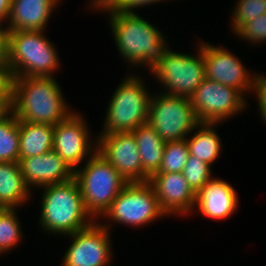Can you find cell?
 <instances>
[{"instance_id":"1","label":"cell","mask_w":266,"mask_h":266,"mask_svg":"<svg viewBox=\"0 0 266 266\" xmlns=\"http://www.w3.org/2000/svg\"><path fill=\"white\" fill-rule=\"evenodd\" d=\"M120 59L133 69L145 68L150 72L170 48L166 35L147 18L136 13L103 12Z\"/></svg>"},{"instance_id":"12","label":"cell","mask_w":266,"mask_h":266,"mask_svg":"<svg viewBox=\"0 0 266 266\" xmlns=\"http://www.w3.org/2000/svg\"><path fill=\"white\" fill-rule=\"evenodd\" d=\"M111 232L99 221L69 234L71 244L59 266H111L113 262Z\"/></svg>"},{"instance_id":"21","label":"cell","mask_w":266,"mask_h":266,"mask_svg":"<svg viewBox=\"0 0 266 266\" xmlns=\"http://www.w3.org/2000/svg\"><path fill=\"white\" fill-rule=\"evenodd\" d=\"M54 126L19 121V158L42 155L53 150Z\"/></svg>"},{"instance_id":"18","label":"cell","mask_w":266,"mask_h":266,"mask_svg":"<svg viewBox=\"0 0 266 266\" xmlns=\"http://www.w3.org/2000/svg\"><path fill=\"white\" fill-rule=\"evenodd\" d=\"M63 0H12L7 31H46L51 15ZM50 18V19H49Z\"/></svg>"},{"instance_id":"10","label":"cell","mask_w":266,"mask_h":266,"mask_svg":"<svg viewBox=\"0 0 266 266\" xmlns=\"http://www.w3.org/2000/svg\"><path fill=\"white\" fill-rule=\"evenodd\" d=\"M245 98L239 90L206 78L190 99L200 123L223 124L250 108Z\"/></svg>"},{"instance_id":"3","label":"cell","mask_w":266,"mask_h":266,"mask_svg":"<svg viewBox=\"0 0 266 266\" xmlns=\"http://www.w3.org/2000/svg\"><path fill=\"white\" fill-rule=\"evenodd\" d=\"M41 188L38 224L44 233L64 237L95 221L85 208L80 187L74 178Z\"/></svg>"},{"instance_id":"11","label":"cell","mask_w":266,"mask_h":266,"mask_svg":"<svg viewBox=\"0 0 266 266\" xmlns=\"http://www.w3.org/2000/svg\"><path fill=\"white\" fill-rule=\"evenodd\" d=\"M201 51L207 79L239 90L246 99L251 93L256 98L261 73L248 70L236 54L222 45L201 40Z\"/></svg>"},{"instance_id":"19","label":"cell","mask_w":266,"mask_h":266,"mask_svg":"<svg viewBox=\"0 0 266 266\" xmlns=\"http://www.w3.org/2000/svg\"><path fill=\"white\" fill-rule=\"evenodd\" d=\"M34 193L26 186L18 162L0 166V208L19 209L27 205Z\"/></svg>"},{"instance_id":"20","label":"cell","mask_w":266,"mask_h":266,"mask_svg":"<svg viewBox=\"0 0 266 266\" xmlns=\"http://www.w3.org/2000/svg\"><path fill=\"white\" fill-rule=\"evenodd\" d=\"M220 123H199L186 138L189 153L212 166L221 156L222 138L216 131Z\"/></svg>"},{"instance_id":"25","label":"cell","mask_w":266,"mask_h":266,"mask_svg":"<svg viewBox=\"0 0 266 266\" xmlns=\"http://www.w3.org/2000/svg\"><path fill=\"white\" fill-rule=\"evenodd\" d=\"M189 154L186 139L167 141L162 163L157 173H182Z\"/></svg>"},{"instance_id":"4","label":"cell","mask_w":266,"mask_h":266,"mask_svg":"<svg viewBox=\"0 0 266 266\" xmlns=\"http://www.w3.org/2000/svg\"><path fill=\"white\" fill-rule=\"evenodd\" d=\"M45 31H7L6 66L18 77H55L61 68L56 46Z\"/></svg>"},{"instance_id":"17","label":"cell","mask_w":266,"mask_h":266,"mask_svg":"<svg viewBox=\"0 0 266 266\" xmlns=\"http://www.w3.org/2000/svg\"><path fill=\"white\" fill-rule=\"evenodd\" d=\"M239 195L234 186L219 177H212L209 182L196 193L194 213L212 220H226L238 210Z\"/></svg>"},{"instance_id":"16","label":"cell","mask_w":266,"mask_h":266,"mask_svg":"<svg viewBox=\"0 0 266 266\" xmlns=\"http://www.w3.org/2000/svg\"><path fill=\"white\" fill-rule=\"evenodd\" d=\"M19 166L26 186L31 190L43 186L61 184L74 178V171L65 161L51 150L42 155L19 158Z\"/></svg>"},{"instance_id":"22","label":"cell","mask_w":266,"mask_h":266,"mask_svg":"<svg viewBox=\"0 0 266 266\" xmlns=\"http://www.w3.org/2000/svg\"><path fill=\"white\" fill-rule=\"evenodd\" d=\"M132 133L136 139L143 171L151 177L161 166L166 141L161 139L148 122L138 126Z\"/></svg>"},{"instance_id":"33","label":"cell","mask_w":266,"mask_h":266,"mask_svg":"<svg viewBox=\"0 0 266 266\" xmlns=\"http://www.w3.org/2000/svg\"><path fill=\"white\" fill-rule=\"evenodd\" d=\"M12 0H0V24L5 26L11 10Z\"/></svg>"},{"instance_id":"2","label":"cell","mask_w":266,"mask_h":266,"mask_svg":"<svg viewBox=\"0 0 266 266\" xmlns=\"http://www.w3.org/2000/svg\"><path fill=\"white\" fill-rule=\"evenodd\" d=\"M60 87L55 77L14 78L11 111L19 121L55 126L76 110Z\"/></svg>"},{"instance_id":"6","label":"cell","mask_w":266,"mask_h":266,"mask_svg":"<svg viewBox=\"0 0 266 266\" xmlns=\"http://www.w3.org/2000/svg\"><path fill=\"white\" fill-rule=\"evenodd\" d=\"M82 166L74 171V179L87 212L98 221L127 182L98 151Z\"/></svg>"},{"instance_id":"13","label":"cell","mask_w":266,"mask_h":266,"mask_svg":"<svg viewBox=\"0 0 266 266\" xmlns=\"http://www.w3.org/2000/svg\"><path fill=\"white\" fill-rule=\"evenodd\" d=\"M86 120L81 112L75 110L54 126L53 150L73 171L97 151V137L91 138L92 131Z\"/></svg>"},{"instance_id":"7","label":"cell","mask_w":266,"mask_h":266,"mask_svg":"<svg viewBox=\"0 0 266 266\" xmlns=\"http://www.w3.org/2000/svg\"><path fill=\"white\" fill-rule=\"evenodd\" d=\"M165 217L152 185L149 182H133L125 185L98 221L111 231L115 223L140 228Z\"/></svg>"},{"instance_id":"14","label":"cell","mask_w":266,"mask_h":266,"mask_svg":"<svg viewBox=\"0 0 266 266\" xmlns=\"http://www.w3.org/2000/svg\"><path fill=\"white\" fill-rule=\"evenodd\" d=\"M97 151L103 156L127 183L148 182L143 171L136 139L132 132L98 134Z\"/></svg>"},{"instance_id":"29","label":"cell","mask_w":266,"mask_h":266,"mask_svg":"<svg viewBox=\"0 0 266 266\" xmlns=\"http://www.w3.org/2000/svg\"><path fill=\"white\" fill-rule=\"evenodd\" d=\"M234 37L237 39L239 37L240 40H243L246 44H251L252 46L266 44V13L245 23L235 33Z\"/></svg>"},{"instance_id":"9","label":"cell","mask_w":266,"mask_h":266,"mask_svg":"<svg viewBox=\"0 0 266 266\" xmlns=\"http://www.w3.org/2000/svg\"><path fill=\"white\" fill-rule=\"evenodd\" d=\"M152 95L149 107V125L164 141L186 139L200 123L190 98L163 92Z\"/></svg>"},{"instance_id":"23","label":"cell","mask_w":266,"mask_h":266,"mask_svg":"<svg viewBox=\"0 0 266 266\" xmlns=\"http://www.w3.org/2000/svg\"><path fill=\"white\" fill-rule=\"evenodd\" d=\"M19 120L12 111L0 117V162H19Z\"/></svg>"},{"instance_id":"30","label":"cell","mask_w":266,"mask_h":266,"mask_svg":"<svg viewBox=\"0 0 266 266\" xmlns=\"http://www.w3.org/2000/svg\"><path fill=\"white\" fill-rule=\"evenodd\" d=\"M14 76L6 64H0V107L9 112L13 105Z\"/></svg>"},{"instance_id":"8","label":"cell","mask_w":266,"mask_h":266,"mask_svg":"<svg viewBox=\"0 0 266 266\" xmlns=\"http://www.w3.org/2000/svg\"><path fill=\"white\" fill-rule=\"evenodd\" d=\"M196 53H181L168 49L161 61L149 72L161 85V92L191 98L197 87L206 79L201 42Z\"/></svg>"},{"instance_id":"34","label":"cell","mask_w":266,"mask_h":266,"mask_svg":"<svg viewBox=\"0 0 266 266\" xmlns=\"http://www.w3.org/2000/svg\"><path fill=\"white\" fill-rule=\"evenodd\" d=\"M6 112L0 107V117L3 116Z\"/></svg>"},{"instance_id":"24","label":"cell","mask_w":266,"mask_h":266,"mask_svg":"<svg viewBox=\"0 0 266 266\" xmlns=\"http://www.w3.org/2000/svg\"><path fill=\"white\" fill-rule=\"evenodd\" d=\"M18 209L0 208V255L8 254L22 243L23 228Z\"/></svg>"},{"instance_id":"32","label":"cell","mask_w":266,"mask_h":266,"mask_svg":"<svg viewBox=\"0 0 266 266\" xmlns=\"http://www.w3.org/2000/svg\"><path fill=\"white\" fill-rule=\"evenodd\" d=\"M7 30L0 24V64L6 63Z\"/></svg>"},{"instance_id":"27","label":"cell","mask_w":266,"mask_h":266,"mask_svg":"<svg viewBox=\"0 0 266 266\" xmlns=\"http://www.w3.org/2000/svg\"><path fill=\"white\" fill-rule=\"evenodd\" d=\"M212 171L210 165L189 154L182 174L187 180L189 187L196 194L213 177L212 174L214 172Z\"/></svg>"},{"instance_id":"26","label":"cell","mask_w":266,"mask_h":266,"mask_svg":"<svg viewBox=\"0 0 266 266\" xmlns=\"http://www.w3.org/2000/svg\"><path fill=\"white\" fill-rule=\"evenodd\" d=\"M232 8L230 28L236 33L245 23L266 13V0H236Z\"/></svg>"},{"instance_id":"28","label":"cell","mask_w":266,"mask_h":266,"mask_svg":"<svg viewBox=\"0 0 266 266\" xmlns=\"http://www.w3.org/2000/svg\"><path fill=\"white\" fill-rule=\"evenodd\" d=\"M170 0H96L90 11L136 13V8L146 7ZM172 1V0H171Z\"/></svg>"},{"instance_id":"31","label":"cell","mask_w":266,"mask_h":266,"mask_svg":"<svg viewBox=\"0 0 266 266\" xmlns=\"http://www.w3.org/2000/svg\"><path fill=\"white\" fill-rule=\"evenodd\" d=\"M256 99L260 118L266 123V74L264 73L259 77Z\"/></svg>"},{"instance_id":"15","label":"cell","mask_w":266,"mask_h":266,"mask_svg":"<svg viewBox=\"0 0 266 266\" xmlns=\"http://www.w3.org/2000/svg\"><path fill=\"white\" fill-rule=\"evenodd\" d=\"M157 196L160 209L167 217L193 215L196 194L182 173H155L148 181Z\"/></svg>"},{"instance_id":"5","label":"cell","mask_w":266,"mask_h":266,"mask_svg":"<svg viewBox=\"0 0 266 266\" xmlns=\"http://www.w3.org/2000/svg\"><path fill=\"white\" fill-rule=\"evenodd\" d=\"M140 74L129 72L113 91L98 134L132 132L148 122L153 92Z\"/></svg>"}]
</instances>
